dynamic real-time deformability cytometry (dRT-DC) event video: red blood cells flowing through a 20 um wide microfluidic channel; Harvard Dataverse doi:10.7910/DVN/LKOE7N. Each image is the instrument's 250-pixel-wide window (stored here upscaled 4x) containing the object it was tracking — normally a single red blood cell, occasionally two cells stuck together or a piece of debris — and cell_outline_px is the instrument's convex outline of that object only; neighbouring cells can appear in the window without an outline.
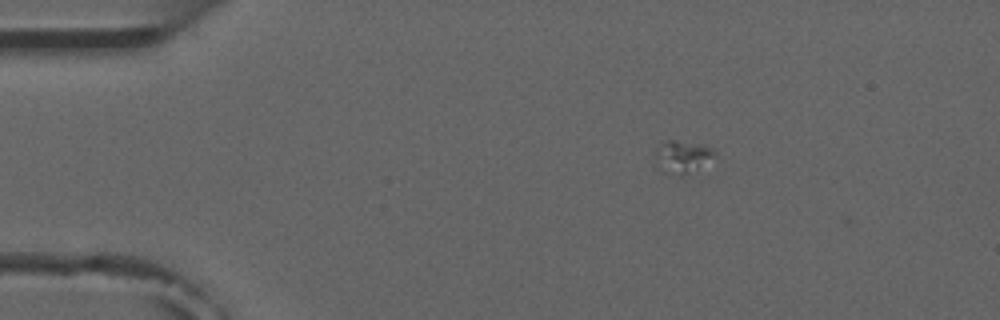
{"species": "common noctule bat (a hibernating species)", "species_latin": "Nyctalus noctula", "temperature_condition": "room temperature", "stored_images_in_passage": 2, "camera_frame_rate_fps": 3000, "um_per_image_px": 0.085, "animal": {"sex": "male", "forearm_length_mm": 52.5}, "frame": {"image": 1, "passage_image": 1, "time_ms": 0.0, "image_size_px": [1000, 320], "cell_outline_px": [[716, 156], [688, 172], [680, 176], [660, 172], [656, 168], [656, 152], [660, 144], [668, 140], [676, 140], [704, 144], [712, 148], [716, 152]], "centroid_in_image_um": [57.96, 13.31], "position_along_channel_um": 27.0, "area_um2": 11.21}}